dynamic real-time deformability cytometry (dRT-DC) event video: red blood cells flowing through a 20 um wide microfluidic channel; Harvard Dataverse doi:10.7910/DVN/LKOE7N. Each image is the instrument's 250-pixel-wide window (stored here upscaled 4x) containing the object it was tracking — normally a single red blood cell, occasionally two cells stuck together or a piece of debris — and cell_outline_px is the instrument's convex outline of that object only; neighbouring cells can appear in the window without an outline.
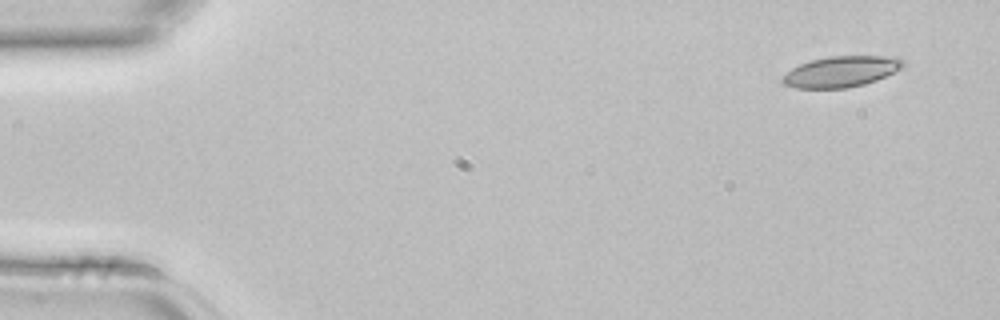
{"species": "common noctule bat (a hibernating species)", "species_latin": "Nyctalus noctula", "temperature_condition": "room temperature", "stored_images_in_passage": 4, "camera_frame_rate_fps": 3000, "um_per_image_px": 0.085, "animal": {"sex": "female", "body_mass_g": 22.7, "forearm_length_mm": 54.2}, "frame": {"image": 1, "passage_image": 1, "time_ms": 0.0, "image_size_px": [1000, 320], "cell_outline_px": [[904, 68], [876, 80], [864, 84], [848, 88], [796, 88], [784, 84], [780, 80], [780, 76], [792, 68], [800, 64], [812, 60], [828, 56], [892, 56], [904, 60]], "centroid_in_image_um": [71.49, 6.08], "position_along_channel_um": 13.5, "area_um2": 21.85}}
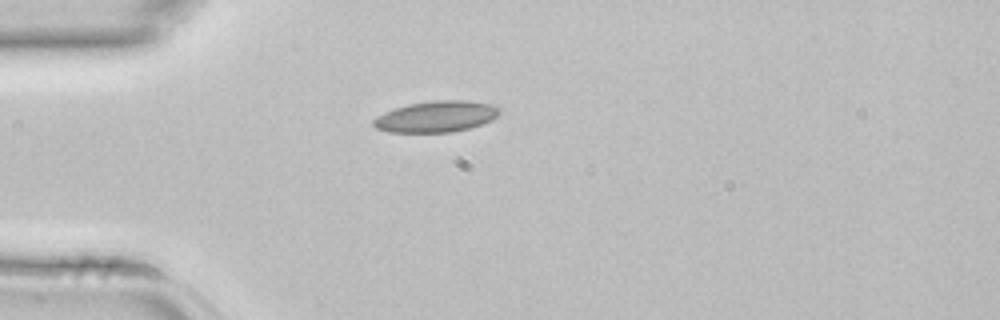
{"frame": {"image": 2, "passage_image": 3, "time_ms": 0.667, "image_size_px": [1000, 320], "cell_outline_px": [[500, 112], [492, 120], [468, 128], [452, 132], [388, 132], [376, 128], [372, 124], [372, 120], [376, 116], [384, 112], [408, 104], [436, 100], [468, 100], [492, 104], [500, 108]], "centroid_in_image_um": [37.06, 9.9], "position_along_channel_um": 47.9, "area_um2": 22.89}}
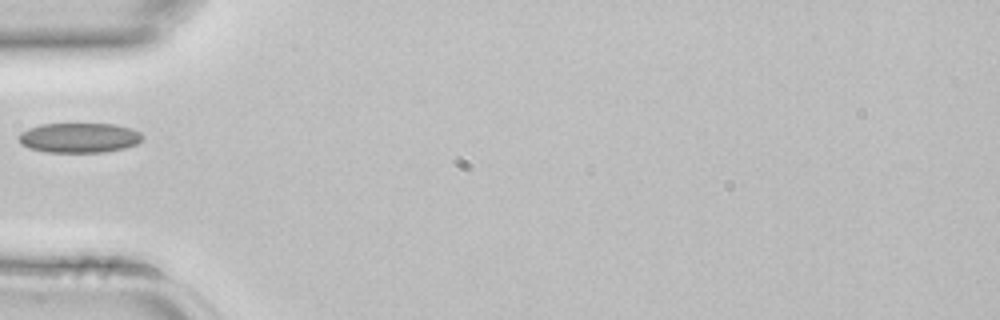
{"frame": {"image": 3, "passage_image": 4, "time_ms": 1.0, "image_size_px": [1000, 320], "cell_outline_px": [[144, 136], [136, 144], [124, 148], [104, 152], [48, 152], [28, 148], [20, 144], [16, 136], [20, 132], [28, 128], [40, 124], [116, 124], [132, 128], [140, 132]], "centroid_in_image_um": [6.69, 11.7], "position_along_channel_um": 78.3, "area_um2": 21.73}}